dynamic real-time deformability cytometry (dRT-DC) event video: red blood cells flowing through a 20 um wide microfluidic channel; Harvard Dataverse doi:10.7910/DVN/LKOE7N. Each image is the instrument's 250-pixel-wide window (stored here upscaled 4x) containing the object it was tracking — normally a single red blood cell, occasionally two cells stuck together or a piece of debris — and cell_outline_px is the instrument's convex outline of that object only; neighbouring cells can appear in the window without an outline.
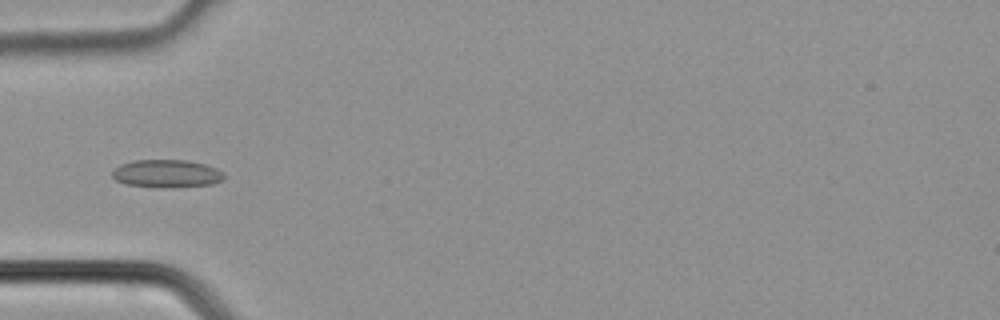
{"species": "common noctule bat (a hibernating species)", "species_latin": "Nyctalus noctula", "temperature_condition": "cold", "stored_images_in_passage": 38, "camera_frame_rate_fps": 3000, "um_per_image_px": 0.085, "animal": {"sex": "male", "body_mass_g": 21.5, "forearm_length_mm": 52.0}, "frame": {"image": 1, "passage_image": 12, "time_ms": 3.667, "image_size_px": [1000, 320], "cell_outline_px": [[224, 180], [212, 184], [168, 188], [156, 188], [124, 184], [116, 180], [112, 176], [112, 172], [120, 164], [132, 160], [188, 160], [204, 164], [216, 168], [224, 172]], "centroid_in_image_um": [14.17, 14.76], "position_along_channel_um": 70.8, "area_um2": 18.44}}
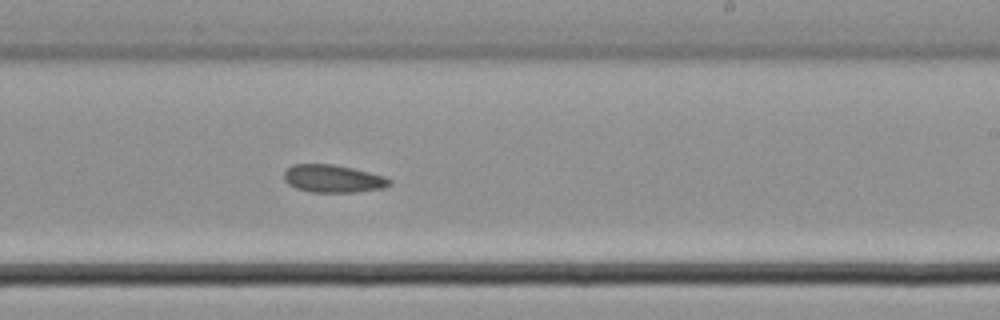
{"frame": {"image": 2, "passage_image": 23, "time_ms": 7.333, "image_size_px": [1000, 320], "cell_outline_px": [[392, 184], [384, 188], [356, 192], [312, 192], [296, 188], [288, 184], [284, 180], [284, 172], [292, 164], [332, 164], [352, 168], [384, 176], [392, 180]], "centroid_in_image_um": [28.31, 15.19], "position_along_channel_um": 260.7, "area_um2": 17.05}}
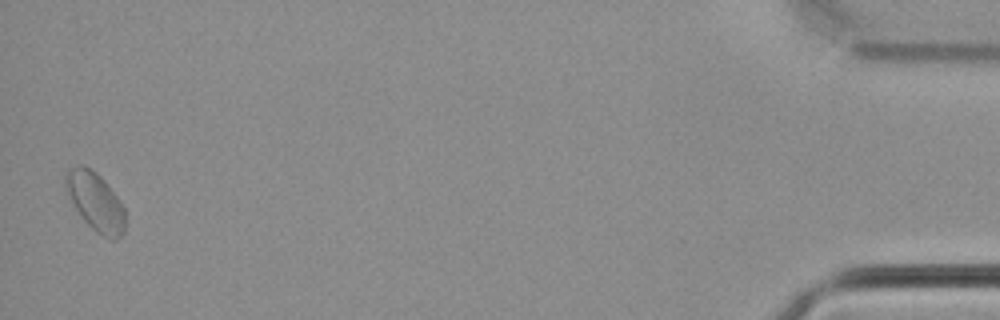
{"frame": {"image": 3, "passage_image": 38, "time_ms": 12.333, "image_size_px": [1000, 320], "cell_outline_px": [[124, 232], [116, 240], [108, 240], [96, 232], [84, 220], [76, 208], [64, 188], [64, 176], [68, 168], [80, 164], [92, 168], [104, 180], [116, 196], [124, 208]], "centroid_in_image_um": [8.09, 17.12], "position_along_channel_um": 427.1, "area_um2": 20.29}}